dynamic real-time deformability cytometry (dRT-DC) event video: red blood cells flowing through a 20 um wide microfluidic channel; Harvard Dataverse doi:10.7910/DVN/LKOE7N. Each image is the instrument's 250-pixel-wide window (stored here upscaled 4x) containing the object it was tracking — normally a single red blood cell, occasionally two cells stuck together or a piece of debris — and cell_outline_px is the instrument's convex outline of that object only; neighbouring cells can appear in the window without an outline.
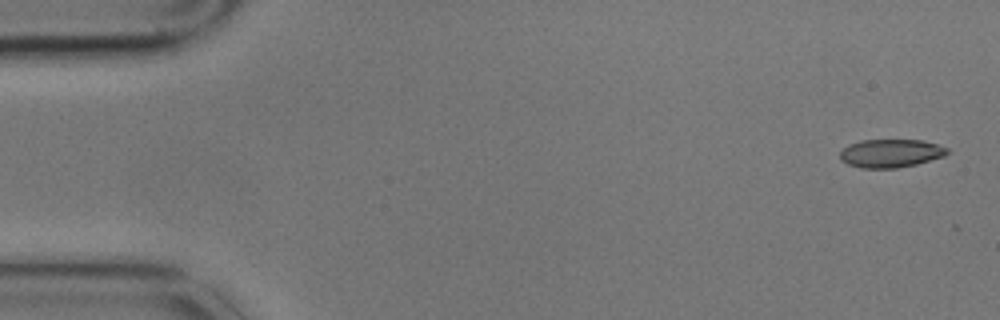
{"species": "common noctule bat (a hibernating species)", "species_latin": "Nyctalus noctula", "temperature_condition": "cold", "stored_images_in_passage": 3, "camera_frame_rate_fps": 3000, "um_per_image_px": 0.085, "animal": {"sex": "male", "body_mass_g": 17.9}, "frame": {"image": 1, "passage_image": 1, "time_ms": 0.0, "image_size_px": [1000, 320], "cell_outline_px": [[948, 152], [944, 156], [916, 164], [896, 168], [860, 168], [848, 164], [840, 160], [840, 152], [848, 144], [860, 140], [924, 140], [948, 148]], "centroid_in_image_um": [75.68, 13.02], "position_along_channel_um": 9.3, "area_um2": 17.69}}